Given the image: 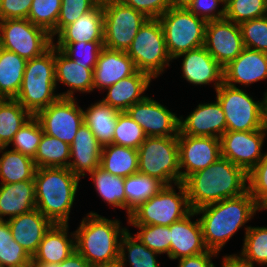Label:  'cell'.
I'll use <instances>...</instances> for the list:
<instances>
[{"label":"cell","instance_id":"obj_1","mask_svg":"<svg viewBox=\"0 0 267 267\" xmlns=\"http://www.w3.org/2000/svg\"><path fill=\"white\" fill-rule=\"evenodd\" d=\"M248 174L240 167L220 156L207 168L188 176L184 184L190 208L203 206L224 199L241 196L248 191Z\"/></svg>","mask_w":267,"mask_h":267},{"label":"cell","instance_id":"obj_2","mask_svg":"<svg viewBox=\"0 0 267 267\" xmlns=\"http://www.w3.org/2000/svg\"><path fill=\"white\" fill-rule=\"evenodd\" d=\"M261 211L254 198L247 191L241 196L224 199L195 210L202 227L203 241L208 250L219 254L225 244L244 227L245 233L250 226H244ZM252 218V219H251Z\"/></svg>","mask_w":267,"mask_h":267},{"label":"cell","instance_id":"obj_3","mask_svg":"<svg viewBox=\"0 0 267 267\" xmlns=\"http://www.w3.org/2000/svg\"><path fill=\"white\" fill-rule=\"evenodd\" d=\"M118 219H108L96 212L82 218L75 233L76 251L90 264H112L119 261L120 241L127 227Z\"/></svg>","mask_w":267,"mask_h":267},{"label":"cell","instance_id":"obj_4","mask_svg":"<svg viewBox=\"0 0 267 267\" xmlns=\"http://www.w3.org/2000/svg\"><path fill=\"white\" fill-rule=\"evenodd\" d=\"M79 181L68 168H36V208L53 224H68Z\"/></svg>","mask_w":267,"mask_h":267},{"label":"cell","instance_id":"obj_5","mask_svg":"<svg viewBox=\"0 0 267 267\" xmlns=\"http://www.w3.org/2000/svg\"><path fill=\"white\" fill-rule=\"evenodd\" d=\"M55 74L54 45L43 55L27 60L22 85L15 99L32 116L60 98L55 93Z\"/></svg>","mask_w":267,"mask_h":267},{"label":"cell","instance_id":"obj_6","mask_svg":"<svg viewBox=\"0 0 267 267\" xmlns=\"http://www.w3.org/2000/svg\"><path fill=\"white\" fill-rule=\"evenodd\" d=\"M138 172L165 186L181 183L178 136L146 137L138 148Z\"/></svg>","mask_w":267,"mask_h":267},{"label":"cell","instance_id":"obj_7","mask_svg":"<svg viewBox=\"0 0 267 267\" xmlns=\"http://www.w3.org/2000/svg\"><path fill=\"white\" fill-rule=\"evenodd\" d=\"M179 190L177 193L175 188ZM190 208L183 183L164 186L156 195L135 209L127 219L131 225L170 226L187 216Z\"/></svg>","mask_w":267,"mask_h":267},{"label":"cell","instance_id":"obj_8","mask_svg":"<svg viewBox=\"0 0 267 267\" xmlns=\"http://www.w3.org/2000/svg\"><path fill=\"white\" fill-rule=\"evenodd\" d=\"M126 53L138 71L149 74L154 80L162 75L172 59L158 18H148L145 21Z\"/></svg>","mask_w":267,"mask_h":267},{"label":"cell","instance_id":"obj_9","mask_svg":"<svg viewBox=\"0 0 267 267\" xmlns=\"http://www.w3.org/2000/svg\"><path fill=\"white\" fill-rule=\"evenodd\" d=\"M172 60L178 55L204 46L207 21L186 8H169L159 18Z\"/></svg>","mask_w":267,"mask_h":267},{"label":"cell","instance_id":"obj_10","mask_svg":"<svg viewBox=\"0 0 267 267\" xmlns=\"http://www.w3.org/2000/svg\"><path fill=\"white\" fill-rule=\"evenodd\" d=\"M101 1L104 11L103 46L126 52L148 18L120 0Z\"/></svg>","mask_w":267,"mask_h":267},{"label":"cell","instance_id":"obj_11","mask_svg":"<svg viewBox=\"0 0 267 267\" xmlns=\"http://www.w3.org/2000/svg\"><path fill=\"white\" fill-rule=\"evenodd\" d=\"M54 41L47 30L28 19L0 20V47L26 60L43 55Z\"/></svg>","mask_w":267,"mask_h":267},{"label":"cell","instance_id":"obj_12","mask_svg":"<svg viewBox=\"0 0 267 267\" xmlns=\"http://www.w3.org/2000/svg\"><path fill=\"white\" fill-rule=\"evenodd\" d=\"M244 89L226 83L216 90L226 118V131H254L262 129V101H255Z\"/></svg>","mask_w":267,"mask_h":267},{"label":"cell","instance_id":"obj_13","mask_svg":"<svg viewBox=\"0 0 267 267\" xmlns=\"http://www.w3.org/2000/svg\"><path fill=\"white\" fill-rule=\"evenodd\" d=\"M38 119L45 134L71 145L80 126L84 123L83 109L76 98H59L39 111Z\"/></svg>","mask_w":267,"mask_h":267},{"label":"cell","instance_id":"obj_14","mask_svg":"<svg viewBox=\"0 0 267 267\" xmlns=\"http://www.w3.org/2000/svg\"><path fill=\"white\" fill-rule=\"evenodd\" d=\"M266 135L267 133L263 129L226 131L220 137L221 156L248 174L265 154L261 151H263Z\"/></svg>","mask_w":267,"mask_h":267},{"label":"cell","instance_id":"obj_15","mask_svg":"<svg viewBox=\"0 0 267 267\" xmlns=\"http://www.w3.org/2000/svg\"><path fill=\"white\" fill-rule=\"evenodd\" d=\"M142 127L146 137L178 136L180 117L151 97L135 103L126 110Z\"/></svg>","mask_w":267,"mask_h":267},{"label":"cell","instance_id":"obj_16","mask_svg":"<svg viewBox=\"0 0 267 267\" xmlns=\"http://www.w3.org/2000/svg\"><path fill=\"white\" fill-rule=\"evenodd\" d=\"M204 47L224 68L244 49L239 24L227 19L207 21Z\"/></svg>","mask_w":267,"mask_h":267},{"label":"cell","instance_id":"obj_17","mask_svg":"<svg viewBox=\"0 0 267 267\" xmlns=\"http://www.w3.org/2000/svg\"><path fill=\"white\" fill-rule=\"evenodd\" d=\"M178 146L181 183L221 156L220 138L178 135Z\"/></svg>","mask_w":267,"mask_h":267},{"label":"cell","instance_id":"obj_18","mask_svg":"<svg viewBox=\"0 0 267 267\" xmlns=\"http://www.w3.org/2000/svg\"><path fill=\"white\" fill-rule=\"evenodd\" d=\"M226 132V118L218 100L201 103L184 119L180 116L179 134L220 138Z\"/></svg>","mask_w":267,"mask_h":267},{"label":"cell","instance_id":"obj_19","mask_svg":"<svg viewBox=\"0 0 267 267\" xmlns=\"http://www.w3.org/2000/svg\"><path fill=\"white\" fill-rule=\"evenodd\" d=\"M182 57V76L193 85H210L213 83L215 91L224 82V68L202 46L178 55Z\"/></svg>","mask_w":267,"mask_h":267},{"label":"cell","instance_id":"obj_20","mask_svg":"<svg viewBox=\"0 0 267 267\" xmlns=\"http://www.w3.org/2000/svg\"><path fill=\"white\" fill-rule=\"evenodd\" d=\"M267 79V53L244 47L240 55L224 67V83L250 86Z\"/></svg>","mask_w":267,"mask_h":267},{"label":"cell","instance_id":"obj_21","mask_svg":"<svg viewBox=\"0 0 267 267\" xmlns=\"http://www.w3.org/2000/svg\"><path fill=\"white\" fill-rule=\"evenodd\" d=\"M193 216H198L194 210L170 225V260L197 255L208 250L203 241L199 218L192 221Z\"/></svg>","mask_w":267,"mask_h":267},{"label":"cell","instance_id":"obj_22","mask_svg":"<svg viewBox=\"0 0 267 267\" xmlns=\"http://www.w3.org/2000/svg\"><path fill=\"white\" fill-rule=\"evenodd\" d=\"M101 152L102 145L90 128L83 123L70 145L68 169L80 179L85 177L100 166Z\"/></svg>","mask_w":267,"mask_h":267},{"label":"cell","instance_id":"obj_23","mask_svg":"<svg viewBox=\"0 0 267 267\" xmlns=\"http://www.w3.org/2000/svg\"><path fill=\"white\" fill-rule=\"evenodd\" d=\"M137 71L133 60L125 51L103 47L94 67V89L105 90L118 81L133 75Z\"/></svg>","mask_w":267,"mask_h":267},{"label":"cell","instance_id":"obj_24","mask_svg":"<svg viewBox=\"0 0 267 267\" xmlns=\"http://www.w3.org/2000/svg\"><path fill=\"white\" fill-rule=\"evenodd\" d=\"M94 68H84L76 64L62 50L55 47V83L69 87L66 92L58 93L60 98L74 99V93L93 92Z\"/></svg>","mask_w":267,"mask_h":267},{"label":"cell","instance_id":"obj_25","mask_svg":"<svg viewBox=\"0 0 267 267\" xmlns=\"http://www.w3.org/2000/svg\"><path fill=\"white\" fill-rule=\"evenodd\" d=\"M12 238L32 257L38 250L44 234L53 223L37 208L30 212L7 219Z\"/></svg>","mask_w":267,"mask_h":267},{"label":"cell","instance_id":"obj_26","mask_svg":"<svg viewBox=\"0 0 267 267\" xmlns=\"http://www.w3.org/2000/svg\"><path fill=\"white\" fill-rule=\"evenodd\" d=\"M152 79L149 74L137 70L133 75L107 87L105 89L107 94L101 101L120 112H124L147 97L143 94L150 86Z\"/></svg>","mask_w":267,"mask_h":267},{"label":"cell","instance_id":"obj_27","mask_svg":"<svg viewBox=\"0 0 267 267\" xmlns=\"http://www.w3.org/2000/svg\"><path fill=\"white\" fill-rule=\"evenodd\" d=\"M69 224H53L44 234L37 252L32 256V262L60 264L74 251L75 233L69 235ZM69 235V236H68Z\"/></svg>","mask_w":267,"mask_h":267},{"label":"cell","instance_id":"obj_28","mask_svg":"<svg viewBox=\"0 0 267 267\" xmlns=\"http://www.w3.org/2000/svg\"><path fill=\"white\" fill-rule=\"evenodd\" d=\"M36 208L35 182L25 180L0 184V220L17 217Z\"/></svg>","mask_w":267,"mask_h":267},{"label":"cell","instance_id":"obj_29","mask_svg":"<svg viewBox=\"0 0 267 267\" xmlns=\"http://www.w3.org/2000/svg\"><path fill=\"white\" fill-rule=\"evenodd\" d=\"M104 11L102 1L91 11L67 25L58 35L56 43L103 42Z\"/></svg>","mask_w":267,"mask_h":267},{"label":"cell","instance_id":"obj_30","mask_svg":"<svg viewBox=\"0 0 267 267\" xmlns=\"http://www.w3.org/2000/svg\"><path fill=\"white\" fill-rule=\"evenodd\" d=\"M119 112L101 100L92 103L86 110H83L84 123L102 146L113 143Z\"/></svg>","mask_w":267,"mask_h":267},{"label":"cell","instance_id":"obj_31","mask_svg":"<svg viewBox=\"0 0 267 267\" xmlns=\"http://www.w3.org/2000/svg\"><path fill=\"white\" fill-rule=\"evenodd\" d=\"M27 60L0 47V98L15 99L24 76Z\"/></svg>","mask_w":267,"mask_h":267},{"label":"cell","instance_id":"obj_32","mask_svg":"<svg viewBox=\"0 0 267 267\" xmlns=\"http://www.w3.org/2000/svg\"><path fill=\"white\" fill-rule=\"evenodd\" d=\"M100 167L110 174L126 178L138 172V150L113 143L102 146Z\"/></svg>","mask_w":267,"mask_h":267},{"label":"cell","instance_id":"obj_33","mask_svg":"<svg viewBox=\"0 0 267 267\" xmlns=\"http://www.w3.org/2000/svg\"><path fill=\"white\" fill-rule=\"evenodd\" d=\"M0 147V184H10L25 180H34L36 166L33 158L18 151ZM6 150V151H5Z\"/></svg>","mask_w":267,"mask_h":267},{"label":"cell","instance_id":"obj_34","mask_svg":"<svg viewBox=\"0 0 267 267\" xmlns=\"http://www.w3.org/2000/svg\"><path fill=\"white\" fill-rule=\"evenodd\" d=\"M164 186L158 179L139 172L124 178L127 218L135 209L156 195Z\"/></svg>","mask_w":267,"mask_h":267},{"label":"cell","instance_id":"obj_35","mask_svg":"<svg viewBox=\"0 0 267 267\" xmlns=\"http://www.w3.org/2000/svg\"><path fill=\"white\" fill-rule=\"evenodd\" d=\"M158 255L160 254L147 248L134 234L132 235L129 228L123 234L119 250L118 263L120 267L127 265L130 267H160V262L158 263L156 258Z\"/></svg>","mask_w":267,"mask_h":267},{"label":"cell","instance_id":"obj_36","mask_svg":"<svg viewBox=\"0 0 267 267\" xmlns=\"http://www.w3.org/2000/svg\"><path fill=\"white\" fill-rule=\"evenodd\" d=\"M96 192L102 200L113 208L126 210V195L124 191V178L105 171L100 166L90 174Z\"/></svg>","mask_w":267,"mask_h":267},{"label":"cell","instance_id":"obj_37","mask_svg":"<svg viewBox=\"0 0 267 267\" xmlns=\"http://www.w3.org/2000/svg\"><path fill=\"white\" fill-rule=\"evenodd\" d=\"M31 117L16 99L0 98V147H8L14 135Z\"/></svg>","mask_w":267,"mask_h":267},{"label":"cell","instance_id":"obj_38","mask_svg":"<svg viewBox=\"0 0 267 267\" xmlns=\"http://www.w3.org/2000/svg\"><path fill=\"white\" fill-rule=\"evenodd\" d=\"M33 160L36 168H68L70 145L56 137L43 133Z\"/></svg>","mask_w":267,"mask_h":267},{"label":"cell","instance_id":"obj_39","mask_svg":"<svg viewBox=\"0 0 267 267\" xmlns=\"http://www.w3.org/2000/svg\"><path fill=\"white\" fill-rule=\"evenodd\" d=\"M32 257L13 238L7 220H0V267H25Z\"/></svg>","mask_w":267,"mask_h":267},{"label":"cell","instance_id":"obj_40","mask_svg":"<svg viewBox=\"0 0 267 267\" xmlns=\"http://www.w3.org/2000/svg\"><path fill=\"white\" fill-rule=\"evenodd\" d=\"M239 256L256 266L267 264V227H250L245 233Z\"/></svg>","mask_w":267,"mask_h":267},{"label":"cell","instance_id":"obj_41","mask_svg":"<svg viewBox=\"0 0 267 267\" xmlns=\"http://www.w3.org/2000/svg\"><path fill=\"white\" fill-rule=\"evenodd\" d=\"M61 2V0H33L27 18L34 25L47 30L53 40L56 36V25Z\"/></svg>","mask_w":267,"mask_h":267},{"label":"cell","instance_id":"obj_42","mask_svg":"<svg viewBox=\"0 0 267 267\" xmlns=\"http://www.w3.org/2000/svg\"><path fill=\"white\" fill-rule=\"evenodd\" d=\"M43 133L38 119L32 116L14 135L9 145L13 146L12 150L34 158Z\"/></svg>","mask_w":267,"mask_h":267},{"label":"cell","instance_id":"obj_43","mask_svg":"<svg viewBox=\"0 0 267 267\" xmlns=\"http://www.w3.org/2000/svg\"><path fill=\"white\" fill-rule=\"evenodd\" d=\"M267 15V0H229L225 3V19L240 24Z\"/></svg>","mask_w":267,"mask_h":267},{"label":"cell","instance_id":"obj_44","mask_svg":"<svg viewBox=\"0 0 267 267\" xmlns=\"http://www.w3.org/2000/svg\"><path fill=\"white\" fill-rule=\"evenodd\" d=\"M145 138L142 127L126 111L119 112L114 129L113 144L138 150Z\"/></svg>","mask_w":267,"mask_h":267},{"label":"cell","instance_id":"obj_45","mask_svg":"<svg viewBox=\"0 0 267 267\" xmlns=\"http://www.w3.org/2000/svg\"><path fill=\"white\" fill-rule=\"evenodd\" d=\"M53 45L84 68L96 66L100 52L104 47L103 42L53 43Z\"/></svg>","mask_w":267,"mask_h":267},{"label":"cell","instance_id":"obj_46","mask_svg":"<svg viewBox=\"0 0 267 267\" xmlns=\"http://www.w3.org/2000/svg\"><path fill=\"white\" fill-rule=\"evenodd\" d=\"M139 229L134 235L149 249L166 254L170 259V226L162 225H132Z\"/></svg>","mask_w":267,"mask_h":267},{"label":"cell","instance_id":"obj_47","mask_svg":"<svg viewBox=\"0 0 267 267\" xmlns=\"http://www.w3.org/2000/svg\"><path fill=\"white\" fill-rule=\"evenodd\" d=\"M243 45L267 53V15L239 24Z\"/></svg>","mask_w":267,"mask_h":267},{"label":"cell","instance_id":"obj_48","mask_svg":"<svg viewBox=\"0 0 267 267\" xmlns=\"http://www.w3.org/2000/svg\"><path fill=\"white\" fill-rule=\"evenodd\" d=\"M248 192L254 198L258 208L267 207V152L257 165L248 173Z\"/></svg>","mask_w":267,"mask_h":267},{"label":"cell","instance_id":"obj_49","mask_svg":"<svg viewBox=\"0 0 267 267\" xmlns=\"http://www.w3.org/2000/svg\"><path fill=\"white\" fill-rule=\"evenodd\" d=\"M60 13L56 25V36L81 15L94 9L101 0H61Z\"/></svg>","mask_w":267,"mask_h":267},{"label":"cell","instance_id":"obj_50","mask_svg":"<svg viewBox=\"0 0 267 267\" xmlns=\"http://www.w3.org/2000/svg\"><path fill=\"white\" fill-rule=\"evenodd\" d=\"M220 5L223 6L219 9ZM187 9L206 21L225 18V2L222 0H194Z\"/></svg>","mask_w":267,"mask_h":267},{"label":"cell","instance_id":"obj_51","mask_svg":"<svg viewBox=\"0 0 267 267\" xmlns=\"http://www.w3.org/2000/svg\"><path fill=\"white\" fill-rule=\"evenodd\" d=\"M126 6L144 14L147 18H159L169 8H171L170 0H120Z\"/></svg>","mask_w":267,"mask_h":267},{"label":"cell","instance_id":"obj_52","mask_svg":"<svg viewBox=\"0 0 267 267\" xmlns=\"http://www.w3.org/2000/svg\"><path fill=\"white\" fill-rule=\"evenodd\" d=\"M33 0H0V20L27 19Z\"/></svg>","mask_w":267,"mask_h":267},{"label":"cell","instance_id":"obj_53","mask_svg":"<svg viewBox=\"0 0 267 267\" xmlns=\"http://www.w3.org/2000/svg\"><path fill=\"white\" fill-rule=\"evenodd\" d=\"M217 255V252L207 250L204 253L178 259L177 267H216L211 258H216Z\"/></svg>","mask_w":267,"mask_h":267},{"label":"cell","instance_id":"obj_54","mask_svg":"<svg viewBox=\"0 0 267 267\" xmlns=\"http://www.w3.org/2000/svg\"><path fill=\"white\" fill-rule=\"evenodd\" d=\"M34 267H90L91 265L77 252L74 251L60 264H49L44 262H31Z\"/></svg>","mask_w":267,"mask_h":267},{"label":"cell","instance_id":"obj_55","mask_svg":"<svg viewBox=\"0 0 267 267\" xmlns=\"http://www.w3.org/2000/svg\"><path fill=\"white\" fill-rule=\"evenodd\" d=\"M221 267H254L242 259L238 254L225 255L222 258Z\"/></svg>","mask_w":267,"mask_h":267},{"label":"cell","instance_id":"obj_56","mask_svg":"<svg viewBox=\"0 0 267 267\" xmlns=\"http://www.w3.org/2000/svg\"><path fill=\"white\" fill-rule=\"evenodd\" d=\"M262 99V129L267 133V90Z\"/></svg>","mask_w":267,"mask_h":267},{"label":"cell","instance_id":"obj_57","mask_svg":"<svg viewBox=\"0 0 267 267\" xmlns=\"http://www.w3.org/2000/svg\"><path fill=\"white\" fill-rule=\"evenodd\" d=\"M194 0H170L171 7L174 8H188V6L193 2Z\"/></svg>","mask_w":267,"mask_h":267},{"label":"cell","instance_id":"obj_58","mask_svg":"<svg viewBox=\"0 0 267 267\" xmlns=\"http://www.w3.org/2000/svg\"><path fill=\"white\" fill-rule=\"evenodd\" d=\"M90 267H120L119 263H112V264H102V265H91Z\"/></svg>","mask_w":267,"mask_h":267},{"label":"cell","instance_id":"obj_59","mask_svg":"<svg viewBox=\"0 0 267 267\" xmlns=\"http://www.w3.org/2000/svg\"><path fill=\"white\" fill-rule=\"evenodd\" d=\"M25 267H34V265L32 263H30L29 265H27Z\"/></svg>","mask_w":267,"mask_h":267}]
</instances>
